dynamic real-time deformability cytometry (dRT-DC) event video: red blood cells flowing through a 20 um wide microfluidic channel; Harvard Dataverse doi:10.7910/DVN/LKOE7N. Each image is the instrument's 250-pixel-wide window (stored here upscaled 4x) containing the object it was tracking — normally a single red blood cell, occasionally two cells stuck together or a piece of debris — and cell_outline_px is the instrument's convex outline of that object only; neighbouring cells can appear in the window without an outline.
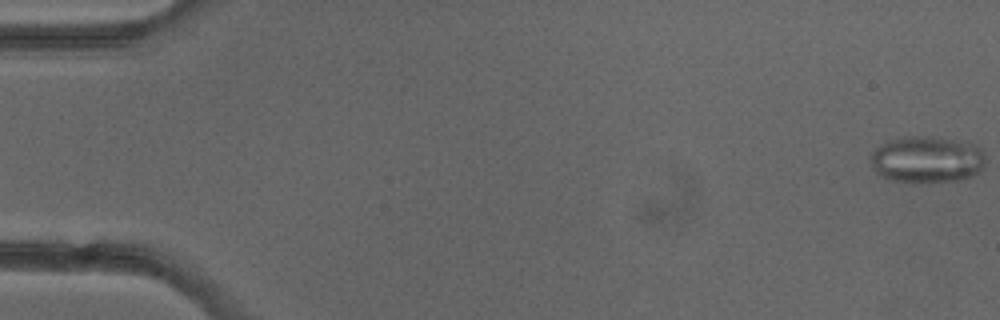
{"species": "common noctule bat (a hibernating species)", "species_latin": "Nyctalus noctula", "temperature_condition": "cold", "stored_images_in_passage": 5, "camera_frame_rate_fps": 3000, "um_per_image_px": 0.085, "animal": {"sex": "female"}, "frame": {"image": 1, "passage_image": 1, "time_ms": 0.0, "image_size_px": [1000, 320], "cell_outline_px": [[984, 168], [980, 172], [972, 176], [960, 180], [892, 180], [876, 172], [868, 156], [876, 148], [888, 140], [904, 136], [936, 136], [972, 144], [980, 148], [984, 152]], "centroid_in_image_um": [78.8, 13.51], "position_along_channel_um": 6.2, "area_um2": 30.81}}